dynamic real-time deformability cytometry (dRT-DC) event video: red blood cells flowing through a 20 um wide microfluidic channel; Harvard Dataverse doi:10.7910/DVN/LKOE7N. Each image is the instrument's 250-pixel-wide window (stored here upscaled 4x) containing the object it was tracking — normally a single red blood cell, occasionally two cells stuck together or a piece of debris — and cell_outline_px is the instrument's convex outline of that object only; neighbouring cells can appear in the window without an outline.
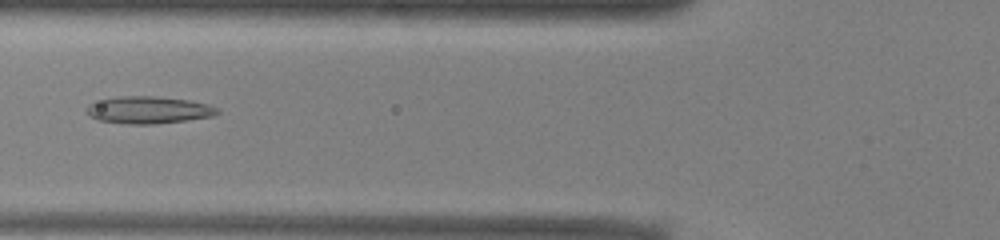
{"species": "common noctule bat (a hibernating species)", "species_latin": "Nyctalus noctula", "temperature_condition": "warm", "stored_images_in_passage": 38, "camera_frame_rate_fps": 3000, "um_per_image_px": 0.085, "animal": {"sex": "male", "body_mass_g": 13.0, "forearm_length_mm": 53.1}, "frame": {"image": 1, "passage_image": 6, "time_ms": 1.667, "image_size_px": [1000, 240], "cell_outline_px": [[220, 112], [212, 116], [184, 120], [152, 124], [128, 124], [100, 120], [92, 116], [88, 112], [88, 104], [116, 96], [152, 96], [188, 100], [208, 104], [216, 108]], "centroid_in_image_um": [12.64, 9.34], "position_along_channel_um": 113.2, "area_um2": 20.23}}
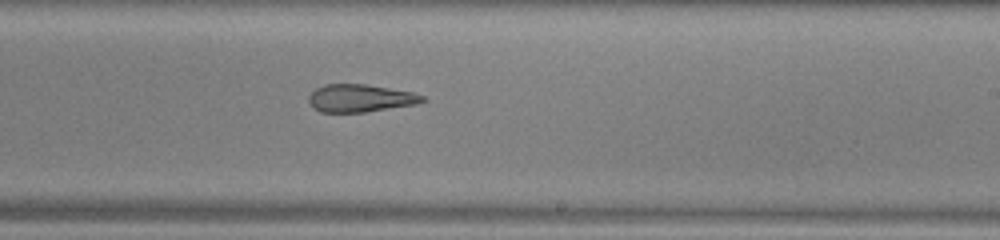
{"frame": {"image": 2, "passage_image": 17, "time_ms": 5.333, "image_size_px": [1000, 240], "cell_outline_px": [[428, 100], [416, 104], [364, 112], [320, 112], [308, 100], [308, 96], [316, 88], [324, 84], [368, 84], [412, 92], [424, 96]], "centroid_in_image_um": [30.64, 8.33], "position_along_channel_um": 258.4, "area_um2": 18.26}}
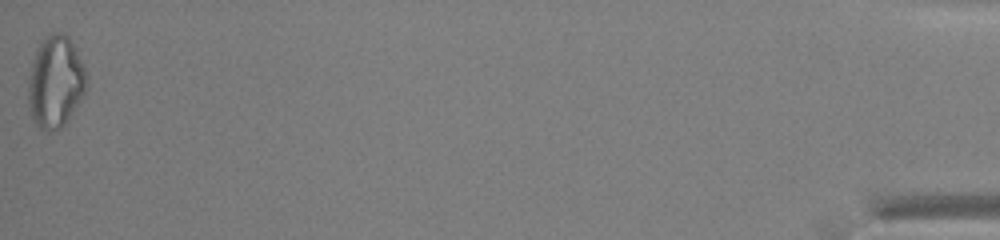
{"frame": {"image": 3, "passage_image": 38, "time_ms": 12.333, "image_size_px": [1000, 240], "cell_outline_px": [[84, 96], [64, 124], [52, 132], [48, 132], [40, 128], [32, 120], [28, 104], [28, 80], [32, 64], [36, 52], [44, 36], [52, 32], [60, 32], [68, 36], [84, 68]], "centroid_in_image_um": [4.67, 6.99], "position_along_channel_um": 430.5, "area_um2": 30.63}, "authors_computed_cell_mechanics": {"area_um2": 20.0277, "velocity_mm_per_s": 3.9669, "shape_relaxation_time_tau1_ms": null, "shape_relaxation_time_tau2_ms": 6.0843, "deformation_change_tau1": null, "deformation_change_tau2": 0.2013}}